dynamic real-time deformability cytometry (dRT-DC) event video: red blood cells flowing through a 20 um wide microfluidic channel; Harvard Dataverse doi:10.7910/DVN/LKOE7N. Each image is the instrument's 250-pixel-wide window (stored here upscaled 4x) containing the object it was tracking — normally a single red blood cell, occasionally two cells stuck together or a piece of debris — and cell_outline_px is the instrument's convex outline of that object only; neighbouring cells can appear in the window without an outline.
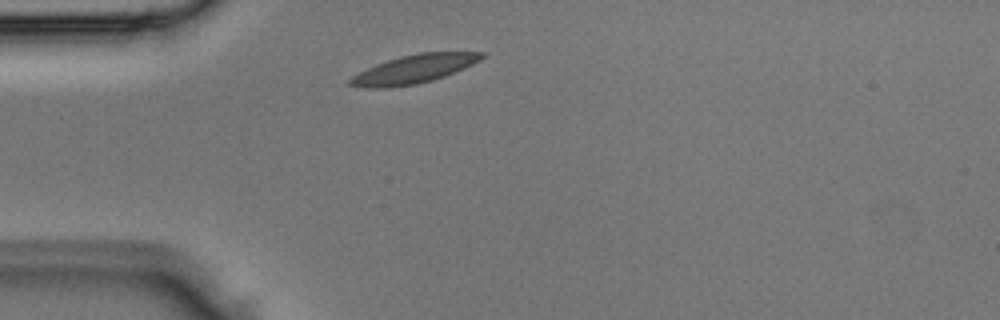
{"species": "Egyptian fruit bat (a non-hibernating species)", "species_latin": "Rousettus aegyptiacus", "temperature_condition": "room temperature", "stored_images_in_passage": 1, "camera_frame_rate_fps": 3000, "um_per_image_px": 0.085, "animal": {"sex": "male"}, "frame": {"image": 1, "passage_image": 1, "time_ms": 0.0, "image_size_px": [1000, 320], "cell_outline_px": [[488, 52], [480, 60], [464, 68], [444, 76], [432, 80], [416, 84], [384, 88], [368, 88], [348, 84], [348, 80], [352, 76], [376, 64], [400, 56], [420, 52]], "centroid_in_image_um": [35.19, 5.86], "position_along_channel_um": 49.8, "area_um2": 21.62}}